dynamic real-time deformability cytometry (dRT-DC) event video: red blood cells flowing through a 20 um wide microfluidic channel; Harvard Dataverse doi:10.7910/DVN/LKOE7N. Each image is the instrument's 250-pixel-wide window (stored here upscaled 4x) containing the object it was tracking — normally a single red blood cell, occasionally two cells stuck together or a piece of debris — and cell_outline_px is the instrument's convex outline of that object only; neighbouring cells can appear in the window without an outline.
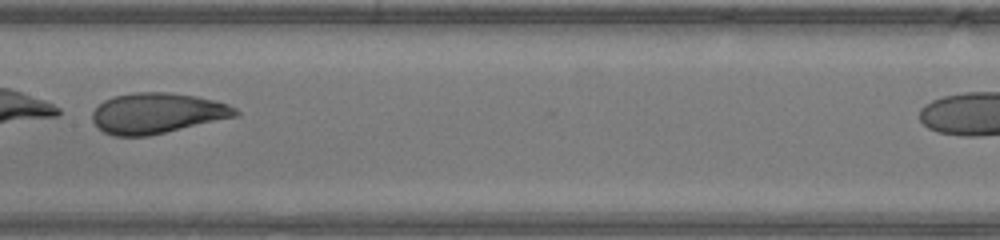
{"species": "human", "species_latin": "Homo sapiens", "temperature_condition": "warm", "stored_images_in_passage": 30, "camera_frame_rate_fps": 3000, "um_per_image_px": 0.085, "donor": {"sex": "male"}, "frame": {"image": 1, "passage_image": 13, "time_ms": 4.0, "image_size_px": [1000, 240], "cell_outline_px": [[240, 116], [148, 136], [112, 136], [104, 132], [92, 120], [92, 112], [104, 100], [116, 96], [136, 92], [168, 92], [196, 96], [216, 100], [228, 104], [236, 108], [240, 112]], "centroid_in_image_um": [13.41, 9.62], "position_along_channel_um": 194.0, "area_um2": 33.93}, "authors_computed_cell_mechanics": {"area_um2": 34.102, "velocity_mm_per_s": 4.3837, "shape_relaxation_time_tau1_ms": 1.2718, "shape_relaxation_time_tau2_ms": 0.9886, "deformation_change_tau1": 0.3125, "deformation_change_tau2": 0.0749}}